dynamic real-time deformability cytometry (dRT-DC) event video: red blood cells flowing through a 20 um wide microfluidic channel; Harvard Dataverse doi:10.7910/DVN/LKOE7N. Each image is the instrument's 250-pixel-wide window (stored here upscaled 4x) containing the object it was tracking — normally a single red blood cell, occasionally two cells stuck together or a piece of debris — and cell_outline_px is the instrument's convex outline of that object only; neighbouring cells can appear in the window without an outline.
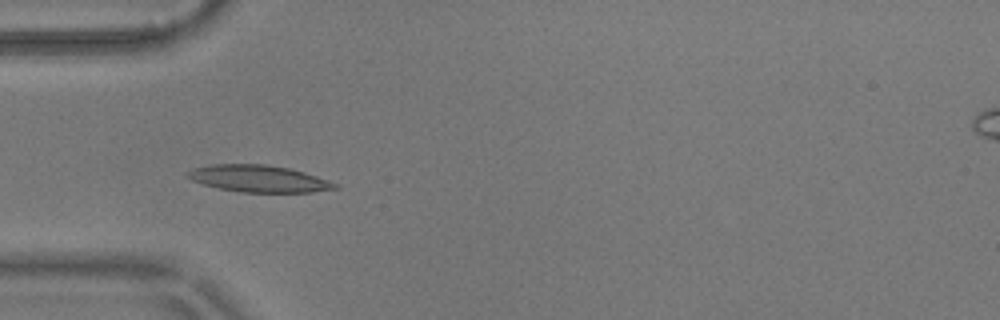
{"species": "common noctule bat (a hibernating species)", "species_latin": "Nyctalus noctula", "temperature_condition": "warm", "stored_images_in_passage": 56, "camera_frame_rate_fps": 3000, "um_per_image_px": 0.085, "animal": {"sex": "male", "body_mass_g": 17.9}, "frame": {"image": 1, "passage_image": 17, "time_ms": 5.333, "image_size_px": [1000, 320], "cell_outline_px": [[340, 188], [312, 192], [244, 192], [220, 188], [204, 184], [192, 180], [184, 176], [184, 172], [192, 168], [212, 164], [268, 164], [288, 168], [304, 172], [340, 184]], "centroid_in_image_um": [21.98, 15.17], "position_along_channel_um": 63.0, "area_um2": 23.18}}
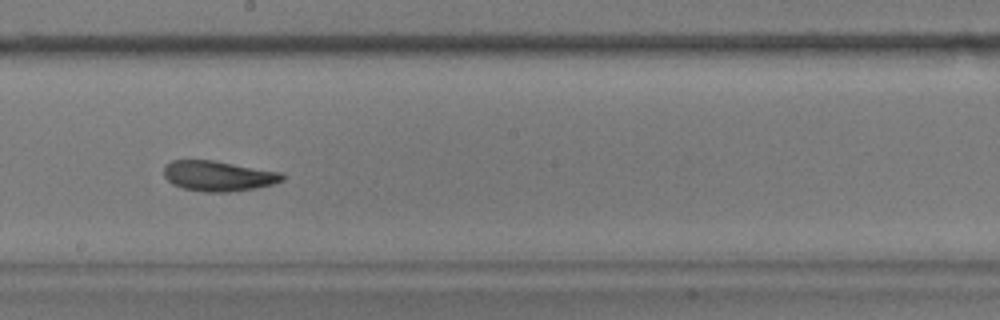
{"frame": {"image": 2, "passage_image": 31, "time_ms": 10.0, "image_size_px": [1000, 320], "cell_outline_px": [[284, 180], [272, 184], [256, 188], [228, 192], [204, 192], [184, 188], [172, 184], [164, 176], [164, 164], [172, 160], [216, 160], [280, 172], [284, 176]], "centroid_in_image_um": [18.53, 14.95], "position_along_channel_um": 229.7, "area_um2": 20.98}}
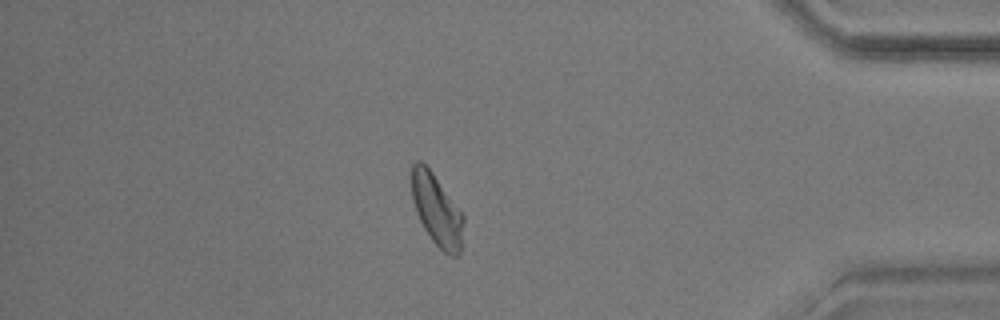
{"frame": {"image": 3, "passage_image": 48, "time_ms": 15.667, "image_size_px": [1000, 320], "cell_outline_px": [[464, 220], [460, 256], [452, 256], [444, 252], [432, 240], [424, 228], [416, 212], [412, 200], [412, 164], [416, 160], [420, 160], [432, 172], [464, 216]], "centroid_in_image_um": [37.13, 17.87], "position_along_channel_um": 398.1, "area_um2": 21.33}, "authors_computed_cell_mechanics": {"area_um2": 21.2415, "velocity_mm_per_s": 3.5864, "shape_relaxation_time_tau1_ms": 4.7134, "shape_relaxation_time_tau2_ms": 2.1375, "deformation_change_tau1": 0.1528, "deformation_change_tau2": 0.0851}}